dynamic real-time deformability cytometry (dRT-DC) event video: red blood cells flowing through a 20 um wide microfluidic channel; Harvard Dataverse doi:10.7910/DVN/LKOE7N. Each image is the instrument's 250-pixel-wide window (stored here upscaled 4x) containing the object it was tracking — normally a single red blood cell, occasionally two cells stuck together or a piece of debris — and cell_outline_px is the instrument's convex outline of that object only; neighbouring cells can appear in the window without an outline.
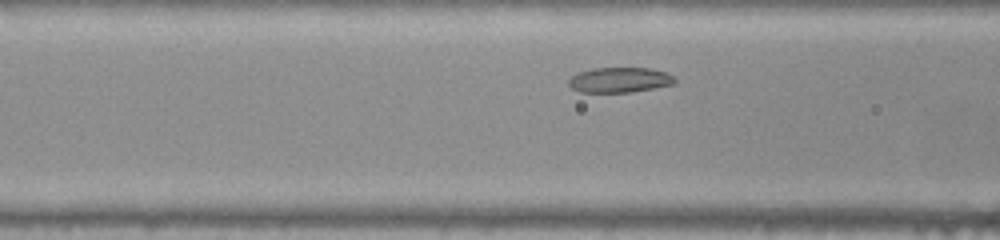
{"species": "common noctule bat (a hibernating species)", "species_latin": "Nyctalus noctula", "temperature_condition": "warm", "stored_images_in_passage": 29, "camera_frame_rate_fps": 3000, "um_per_image_px": 0.085, "animal": {"sex": "female", "body_mass_g": 22.0, "forearm_length_mm": 56.7}, "frame": {"image": 1, "passage_image": 7, "time_ms": 2.0, "image_size_px": [1000, 240], "cell_outline_px": [[676, 80], [672, 84], [652, 88], [628, 92], [580, 92], [572, 88], [568, 84], [568, 80], [576, 72], [592, 68], [648, 68], [668, 72]], "centroid_in_image_um": [52.62, 6.78], "position_along_channel_um": 114.0, "area_um2": 15.49}}
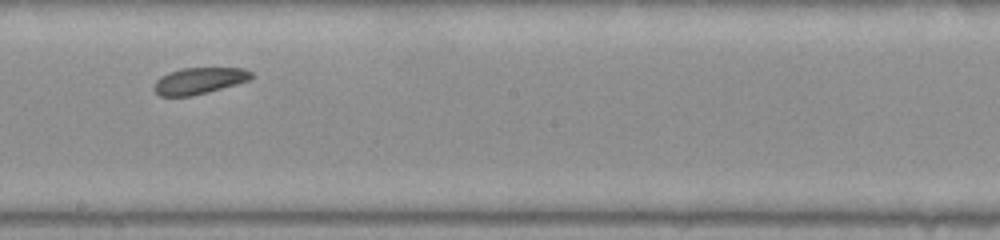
{"frame": {"image": 2, "passage_image": 16, "time_ms": 5.0, "image_size_px": [1000, 240], "cell_outline_px": [[252, 80], [208, 92], [192, 96], [160, 96], [152, 88], [156, 80], [160, 76], [168, 72], [180, 68], [244, 68], [252, 72]], "centroid_in_image_um": [16.92, 6.86], "position_along_channel_um": 231.3, "area_um2": 15.2}}
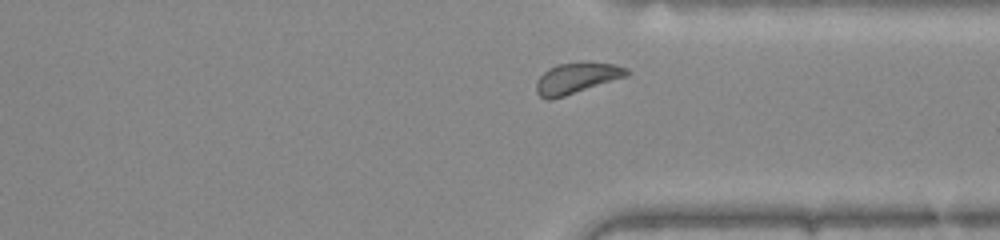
{"frame": {"image": 3, "passage_image": 26, "time_ms": 8.333, "image_size_px": [1000, 240], "cell_outline_px": [[632, 72], [628, 76], [552, 100], [544, 100], [536, 92], [536, 80], [548, 68], [556, 64], [584, 60], [616, 64], [628, 68]], "centroid_in_image_um": [49.04, 6.61], "position_along_channel_um": 362.4, "area_um2": 16.94}, "authors_computed_cell_mechanics": {"area_um2": 15.4904, "velocity_mm_per_s": 3.9217, "shape_relaxation_time_tau1_ms": 2.3829, "shape_relaxation_time_tau2_ms": null, "deformation_change_tau1": 0.0452, "deformation_change_tau2": null}}